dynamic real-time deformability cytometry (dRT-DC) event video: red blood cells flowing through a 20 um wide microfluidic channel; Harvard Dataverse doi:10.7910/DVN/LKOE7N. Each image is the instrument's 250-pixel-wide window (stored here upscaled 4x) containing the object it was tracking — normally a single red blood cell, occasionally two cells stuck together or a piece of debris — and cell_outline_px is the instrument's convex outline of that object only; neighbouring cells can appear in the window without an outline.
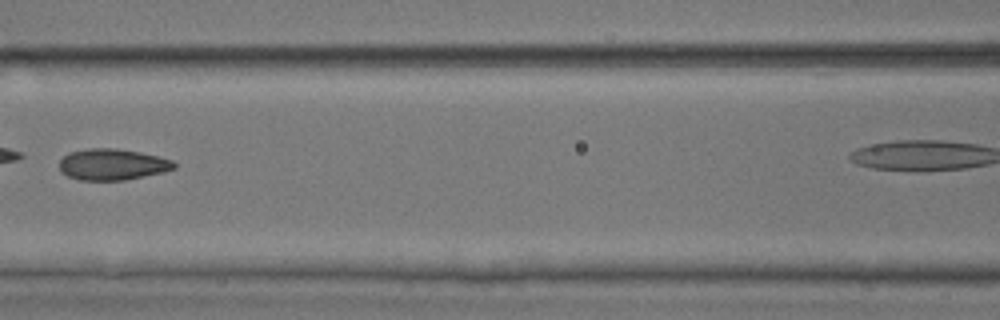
{"species": "common noctule bat (a hibernating species)", "species_latin": "Nyctalus noctula", "temperature_condition": "room temperature", "stored_images_in_passage": 4, "camera_frame_rate_fps": 3000, "um_per_image_px": 0.085, "animal": {"sex": "male", "body_mass_g": 17.9, "forearm_length_mm": 54.2}, "frame": {"image": 1, "passage_image": 3, "time_ms": 2.333, "image_size_px": [1000, 320], "cell_outline_px": [[176, 168], [164, 172], [124, 180], [80, 180], [68, 176], [60, 172], [60, 160], [68, 152], [88, 148], [116, 148], [140, 152], [172, 160], [176, 164]], "centroid_in_image_um": [9.54, 13.97], "position_along_channel_um": 157.1, "area_um2": 20.92}}